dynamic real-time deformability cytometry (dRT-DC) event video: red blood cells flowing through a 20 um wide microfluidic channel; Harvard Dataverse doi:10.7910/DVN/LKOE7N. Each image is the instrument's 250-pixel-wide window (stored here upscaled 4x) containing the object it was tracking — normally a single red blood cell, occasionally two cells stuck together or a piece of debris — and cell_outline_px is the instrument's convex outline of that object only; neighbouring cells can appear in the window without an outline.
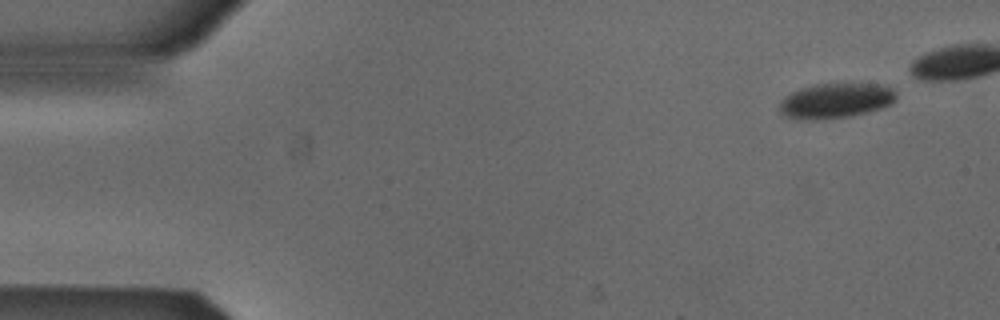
{"species": "Egyptian fruit bat (a non-hibernating species)", "species_latin": "Rousettus aegyptiacus", "temperature_condition": "cold", "stored_images_in_passage": 5, "camera_frame_rate_fps": 3000, "um_per_image_px": 0.085, "animal": {"sex": "male"}, "frame": {"image": 1, "passage_image": 1, "time_ms": 0.0, "image_size_px": [1000, 320], "cell_outline_px": [[896, 96], [888, 104], [880, 108], [848, 116], [812, 120], [800, 120], [784, 116], [780, 112], [780, 100], [784, 96], [800, 88], [816, 84], [880, 84], [892, 88], [896, 92]], "centroid_in_image_um": [70.96, 8.55], "position_along_channel_um": 14.0, "area_um2": 23.52}}